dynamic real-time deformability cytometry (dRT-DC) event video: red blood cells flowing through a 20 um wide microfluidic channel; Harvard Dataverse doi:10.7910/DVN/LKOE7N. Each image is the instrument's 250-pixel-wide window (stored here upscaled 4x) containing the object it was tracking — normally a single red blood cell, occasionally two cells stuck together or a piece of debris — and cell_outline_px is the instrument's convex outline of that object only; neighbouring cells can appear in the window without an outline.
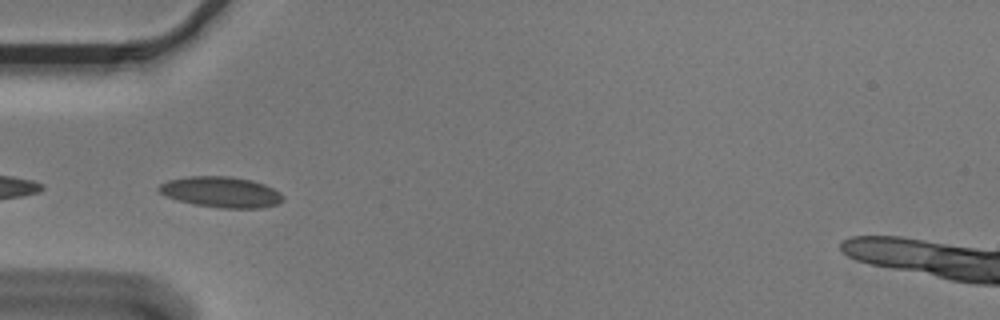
{"species": "Egyptian fruit bat (a non-hibernating species)", "species_latin": "Rousettus aegyptiacus", "temperature_condition": "cold", "stored_images_in_passage": 11, "camera_frame_rate_fps": 3000, "um_per_image_px": 0.085, "animal": {"sex": "male"}, "frame": {"image": 1, "passage_image": 2, "time_ms": 0.333, "image_size_px": [1000, 320], "cell_outline_px": [[284, 200], [276, 204], [260, 208], [220, 208], [196, 204], [180, 200], [168, 196], [160, 192], [156, 188], [160, 184], [168, 180], [188, 176], [232, 176], [252, 180], [264, 184], [280, 192], [284, 196]], "centroid_in_image_um": [18.82, 16.31], "position_along_channel_um": 66.2, "area_um2": 22.14}}
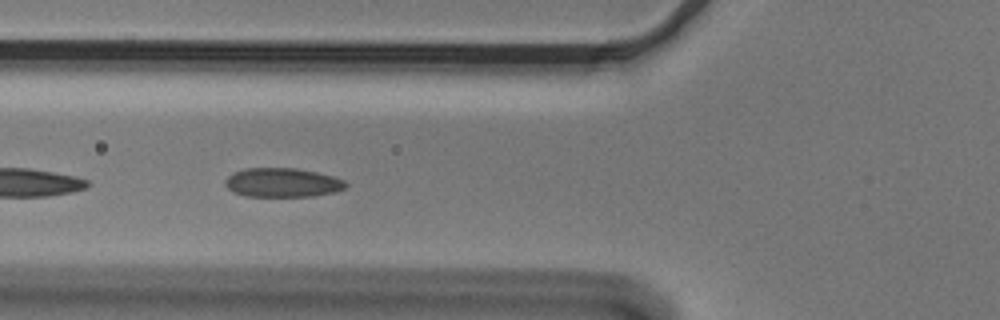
{"frame": {"image": 2, "passage_image": 5, "time_ms": 1.333, "image_size_px": [1000, 320], "cell_outline_px": [[348, 184], [344, 188], [336, 192], [312, 196], [244, 196], [228, 188], [224, 184], [224, 180], [232, 172], [244, 168], [296, 168], [316, 172], [332, 176], [344, 180]], "centroid_in_image_um": [23.99, 15.51], "position_along_channel_um": 101.8, "area_um2": 20.46}}